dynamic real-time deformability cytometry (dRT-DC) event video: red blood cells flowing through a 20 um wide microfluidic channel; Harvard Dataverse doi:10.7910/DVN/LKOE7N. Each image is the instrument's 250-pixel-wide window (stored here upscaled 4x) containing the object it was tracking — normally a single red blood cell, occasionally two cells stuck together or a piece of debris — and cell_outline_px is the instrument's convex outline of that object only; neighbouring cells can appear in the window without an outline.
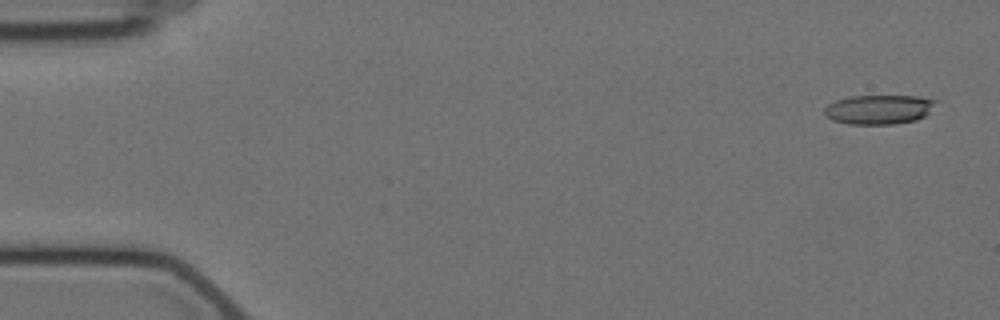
{"species": "Egyptian fruit bat (a non-hibernating species)", "species_latin": "Rousettus aegyptiacus", "temperature_condition": "cold", "stored_images_in_passage": 5, "camera_frame_rate_fps": 3000, "um_per_image_px": 0.085, "animal": {"sex": "female"}, "frame": {"image": 1, "passage_image": 1, "time_ms": 0.0, "image_size_px": [1000, 320], "cell_outline_px": [[936, 100], [928, 112], [924, 116], [916, 120], [896, 124], [848, 124], [832, 120], [824, 116], [824, 108], [828, 104], [836, 100], [852, 96], [920, 96]], "centroid_in_image_um": [74.65, 9.31], "position_along_channel_um": 10.3, "area_um2": 19.02}}
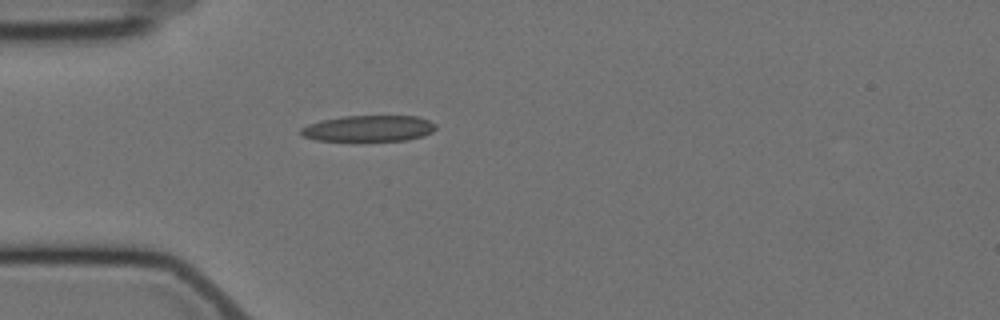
{"frame": {"image": 2, "passage_image": 5, "time_ms": 4.667, "image_size_px": [1000, 320], "cell_outline_px": [[436, 128], [432, 132], [424, 136], [404, 140], [316, 140], [304, 136], [300, 132], [300, 128], [308, 124], [320, 120], [340, 116], [416, 116], [428, 120], [436, 124]], "centroid_in_image_um": [31.33, 10.9], "position_along_channel_um": 53.7, "area_um2": 20.4}}